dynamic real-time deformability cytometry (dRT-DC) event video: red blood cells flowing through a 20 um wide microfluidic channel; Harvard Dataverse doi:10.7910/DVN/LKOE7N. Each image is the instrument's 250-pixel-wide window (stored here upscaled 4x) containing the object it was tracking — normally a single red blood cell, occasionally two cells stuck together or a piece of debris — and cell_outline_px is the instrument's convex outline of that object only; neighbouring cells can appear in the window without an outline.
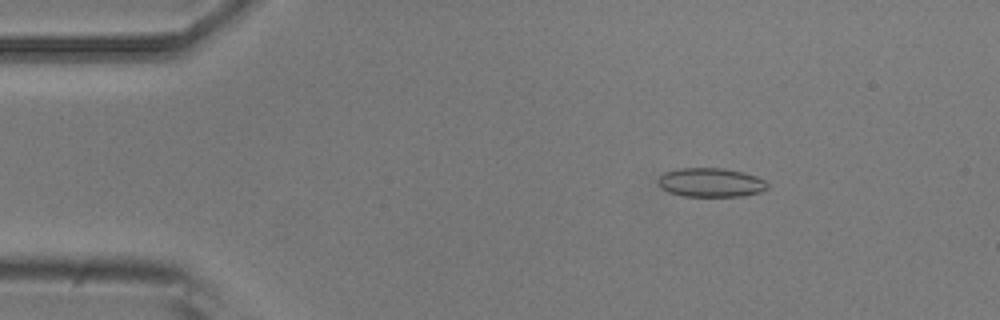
{"species": "common noctule bat (a hibernating species)", "species_latin": "Nyctalus noctula", "temperature_condition": "room temperature", "stored_images_in_passage": 51, "camera_frame_rate_fps": 3000, "um_per_image_px": 0.085, "animal": {"sex": "male", "body_mass_g": 20.5, "forearm_length_mm": 52.5}, "frame": {"image": 1, "passage_image": 8, "time_ms": 2.333, "image_size_px": [1000, 320], "cell_outline_px": [[768, 188], [760, 192], [744, 196], [684, 196], [668, 192], [660, 188], [660, 176], [664, 172], [680, 168], [724, 168], [744, 172], [756, 176], [764, 180], [768, 184]], "centroid_in_image_um": [60.44, 15.51], "position_along_channel_um": 24.6, "area_um2": 18.5}}
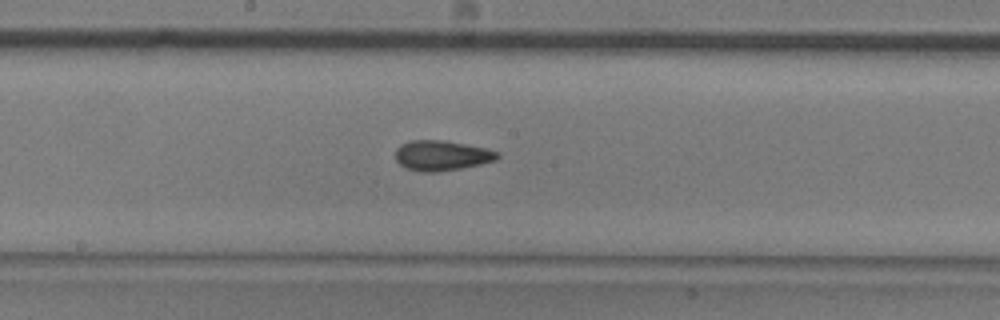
{"frame": {"image": 2, "passage_image": 27, "time_ms": 8.667, "image_size_px": [1000, 320], "cell_outline_px": [[500, 156], [496, 160], [480, 164], [460, 168], [436, 172], [420, 172], [408, 168], [400, 164], [396, 160], [396, 148], [400, 144], [408, 140], [444, 140], [484, 148], [500, 152]], "centroid_in_image_um": [37.53, 13.21], "position_along_channel_um": 210.7, "area_um2": 17.86}}
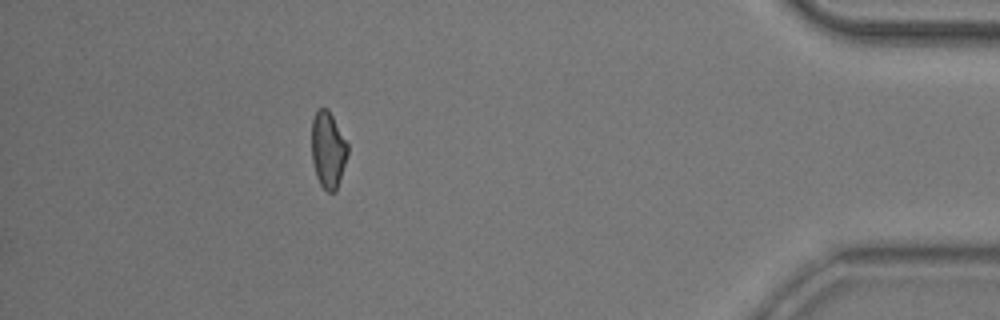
{"frame": {"image": 3, "passage_image": 46, "time_ms": 15.0, "image_size_px": [1000, 320], "cell_outline_px": [[348, 152], [336, 192], [328, 192], [320, 184], [316, 176], [312, 160], [312, 120], [316, 108], [328, 108], [348, 144]], "centroid_in_image_um": [27.87, 12.71], "position_along_channel_um": 407.3, "area_um2": 16.07}, "authors_computed_cell_mechanics": {"area_um2": 17.3978, "velocity_mm_per_s": 3.9364, "shape_relaxation_time_tau1_ms": null, "shape_relaxation_time_tau2_ms": 2.9666, "deformation_change_tau1": null, "deformation_change_tau2": 0.0894}}